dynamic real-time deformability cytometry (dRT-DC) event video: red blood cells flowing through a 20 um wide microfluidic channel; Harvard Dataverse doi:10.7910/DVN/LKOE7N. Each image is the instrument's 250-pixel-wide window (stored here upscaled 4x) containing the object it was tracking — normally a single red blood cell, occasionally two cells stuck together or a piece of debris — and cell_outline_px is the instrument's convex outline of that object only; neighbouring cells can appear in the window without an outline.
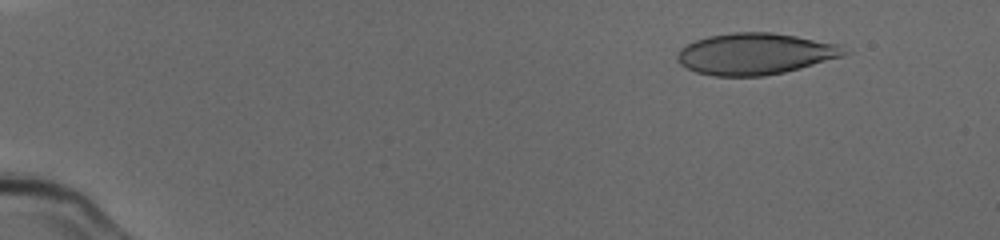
{"species": "human", "species_latin": "Homo sapiens", "temperature_condition": "cold", "stored_images_in_passage": 20, "camera_frame_rate_fps": 3000, "um_per_image_px": 0.085, "donor": {"sex": "male"}, "frame": {"image": 1, "passage_image": 7, "time_ms": 2.0, "image_size_px": [1000, 240], "cell_outline_px": [[852, 52], [844, 56], [800, 68], [784, 72], [764, 76], [716, 76], [696, 72], [680, 64], [676, 60], [676, 56], [680, 48], [696, 40], [708, 36], [732, 32], [772, 32], [796, 36], [840, 44]], "centroid_in_image_um": [64.22, 4.57], "position_along_channel_um": 20.8, "area_um2": 40.52}}
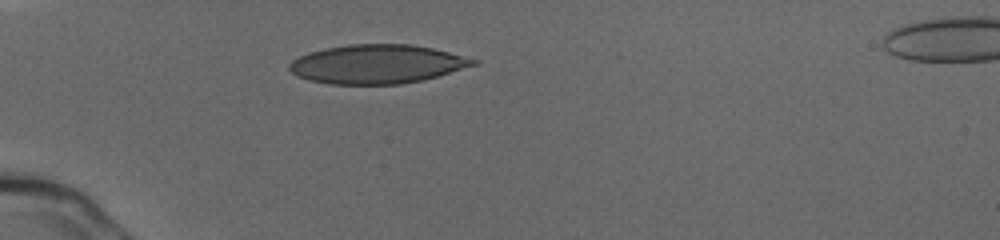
{"frame": {"image": 2, "passage_image": 18, "time_ms": 5.667, "image_size_px": [1000, 240], "cell_outline_px": [[480, 60], [476, 64], [424, 80], [400, 84], [332, 84], [308, 80], [296, 76], [288, 68], [288, 64], [292, 60], [308, 52], [324, 48], [348, 44], [412, 44], [432, 48]], "centroid_in_image_um": [32.01, 5.44], "position_along_channel_um": 53.0, "area_um2": 41.73}}